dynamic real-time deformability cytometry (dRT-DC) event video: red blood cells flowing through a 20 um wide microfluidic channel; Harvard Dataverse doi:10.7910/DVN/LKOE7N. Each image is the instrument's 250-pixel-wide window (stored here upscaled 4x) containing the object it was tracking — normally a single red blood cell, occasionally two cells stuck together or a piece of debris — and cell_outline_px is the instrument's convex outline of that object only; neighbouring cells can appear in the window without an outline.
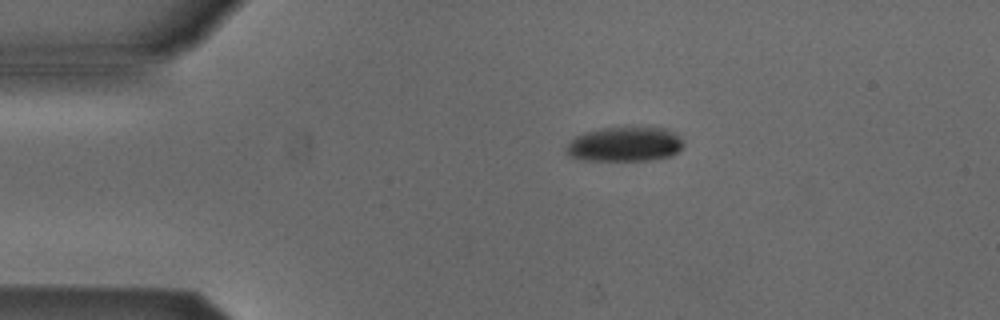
{"species": "Egyptian fruit bat (a non-hibernating species)", "species_latin": "Rousettus aegyptiacus", "temperature_condition": "cold", "stored_images_in_passage": 5, "camera_frame_rate_fps": 3000, "um_per_image_px": 0.085, "animal": {"sex": "male"}, "frame": {"image": 1, "passage_image": 1, "time_ms": 0.0, "image_size_px": [1000, 320], "cell_outline_px": [[684, 144], [672, 156], [652, 160], [584, 160], [572, 156], [564, 152], [564, 148], [576, 136], [584, 132], [600, 128], [664, 128], [672, 132], [684, 140]], "centroid_in_image_um": [53.09, 12.27], "position_along_channel_um": 31.9, "area_um2": 23.47}}
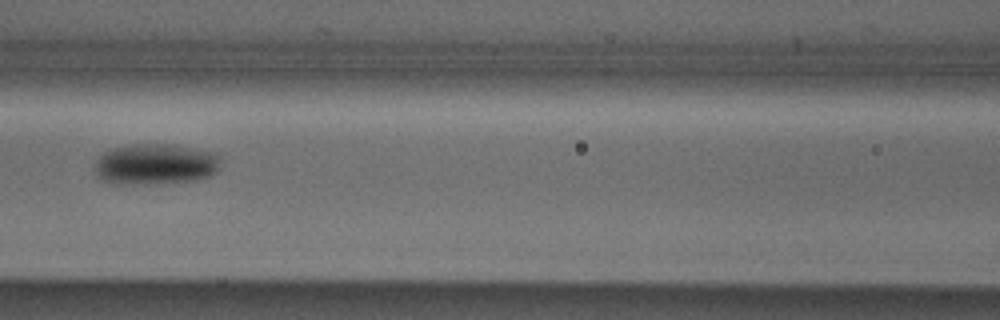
{"frame": {"image": 2, "passage_image": 4, "time_ms": 1.0, "image_size_px": [1000, 320], "cell_outline_px": [[216, 172], [208, 176], [196, 180], [144, 184], [112, 184], [100, 180], [96, 172], [96, 160], [104, 152], [112, 148], [132, 144], [168, 144], [212, 152], [216, 156]], "centroid_in_image_um": [13.1, 13.97], "position_along_channel_um": 153.5, "area_um2": 29.54}}
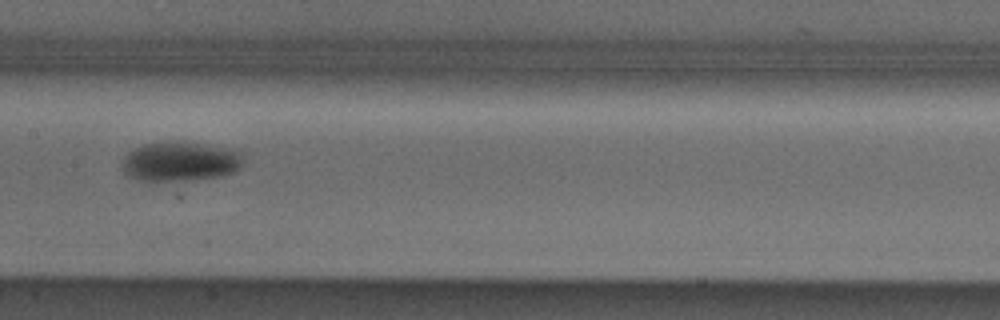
{"frame": {"image": 3, "passage_image": 5, "time_ms": 1.333, "image_size_px": [1000, 320], "cell_outline_px": [[240, 168], [232, 172], [220, 176], [180, 180], [136, 180], [124, 176], [124, 156], [128, 152], [144, 144], [184, 140], [240, 152]], "centroid_in_image_um": [15.24, 13.72], "position_along_channel_um": 192.2, "area_um2": 27.34}}